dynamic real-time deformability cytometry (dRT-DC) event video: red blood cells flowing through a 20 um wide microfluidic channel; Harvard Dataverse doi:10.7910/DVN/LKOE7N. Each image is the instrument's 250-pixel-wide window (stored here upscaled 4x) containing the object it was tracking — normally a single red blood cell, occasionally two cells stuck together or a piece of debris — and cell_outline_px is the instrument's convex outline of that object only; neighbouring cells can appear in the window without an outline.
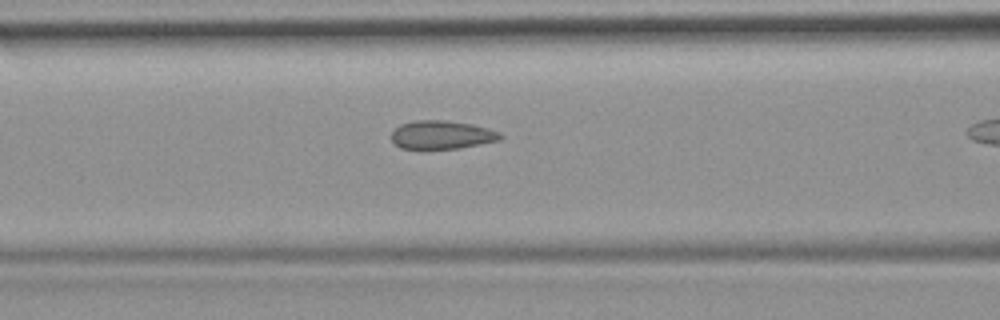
{"species": "common noctule bat (a hibernating species)", "species_latin": "Nyctalus noctula", "temperature_condition": "room temperature", "stored_images_in_passage": 11, "camera_frame_rate_fps": 3000, "um_per_image_px": 0.085, "animal": {"sex": "female", "body_mass_g": 19.9}, "frame": {"image": 1, "passage_image": 10, "time_ms": 3.0, "image_size_px": [1000, 320], "cell_outline_px": [[504, 136], [500, 140], [460, 148], [400, 148], [392, 140], [392, 132], [400, 124], [416, 120], [444, 120], [472, 124], [488, 128], [500, 132]], "centroid_in_image_um": [37.58, 11.45], "position_along_channel_um": 129.0, "area_um2": 17.92}}